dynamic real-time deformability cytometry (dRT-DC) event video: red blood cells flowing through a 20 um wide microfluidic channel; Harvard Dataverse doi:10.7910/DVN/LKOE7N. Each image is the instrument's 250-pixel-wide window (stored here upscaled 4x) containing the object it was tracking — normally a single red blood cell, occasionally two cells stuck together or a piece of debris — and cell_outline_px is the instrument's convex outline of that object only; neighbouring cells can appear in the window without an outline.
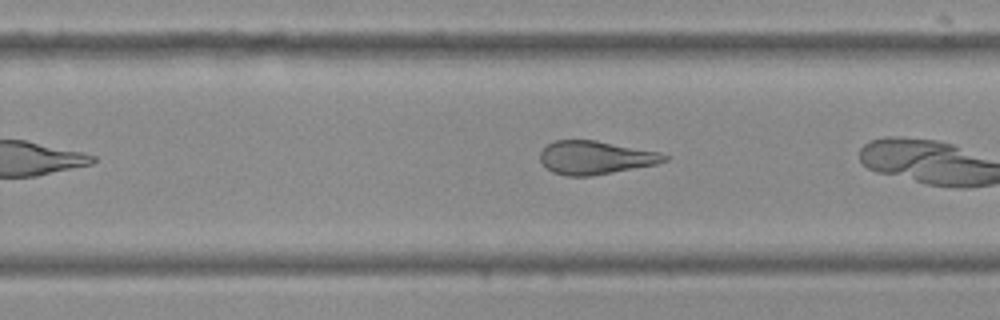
{"species": "Egyptian fruit bat (a non-hibernating species)", "species_latin": "Rousettus aegyptiacus", "temperature_condition": "cold", "stored_images_in_passage": 17, "camera_frame_rate_fps": 3000, "um_per_image_px": 0.085, "frame": {"image": 1, "passage_image": 15, "time_ms": 4.667, "image_size_px": [1000, 320], "cell_outline_px": [[668, 160], [656, 164], [592, 176], [568, 176], [552, 172], [540, 160], [540, 152], [548, 144], [556, 140], [596, 140], [660, 152], [668, 156]], "centroid_in_image_um": [50.62, 13.39], "position_along_channel_um": 279.2, "area_um2": 24.04}}